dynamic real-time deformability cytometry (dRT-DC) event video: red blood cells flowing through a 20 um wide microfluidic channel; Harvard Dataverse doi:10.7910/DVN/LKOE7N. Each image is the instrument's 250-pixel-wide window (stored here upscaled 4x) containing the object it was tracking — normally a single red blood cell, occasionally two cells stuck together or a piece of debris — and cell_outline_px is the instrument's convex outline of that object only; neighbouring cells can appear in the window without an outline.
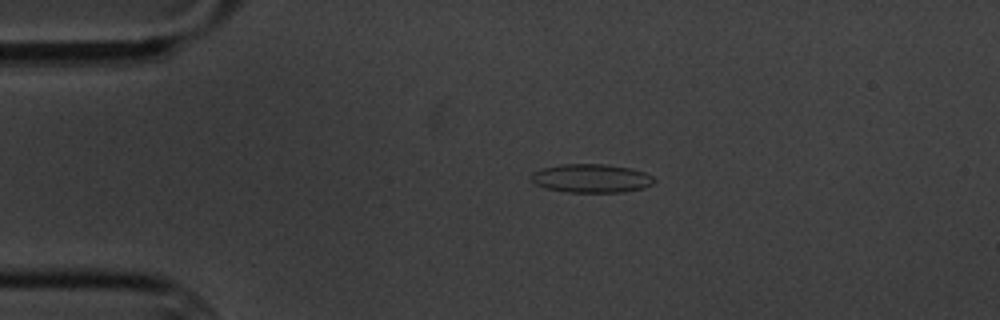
{"species": "common noctule bat (a hibernating species)", "species_latin": "Nyctalus noctula", "temperature_condition": "cold", "stored_images_in_passage": 5, "camera_frame_rate_fps": 3000, "um_per_image_px": 0.085, "animal": {"sex": "male", "body_mass_g": 20.1, "forearm_length_mm": 53.5}, "frame": {"image": 1, "passage_image": 2, "time_ms": 1.333, "image_size_px": [1000, 320], "cell_outline_px": [[656, 180], [652, 184], [644, 188], [624, 192], [564, 192], [544, 188], [536, 184], [532, 180], [532, 172], [544, 168], [560, 164], [604, 164], [632, 168], [644, 172], [652, 176]], "centroid_in_image_um": [50.28, 15.16], "position_along_channel_um": 34.7, "area_um2": 20.58}}
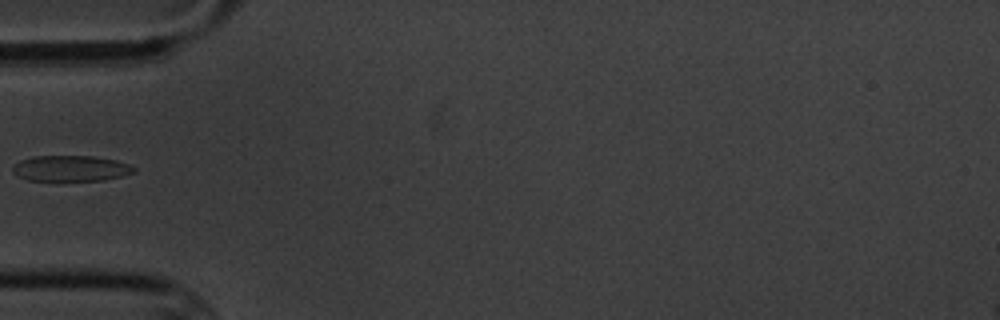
{"frame": {"image": 2, "passage_image": 4, "time_ms": 3.667, "image_size_px": [1000, 320], "cell_outline_px": [[136, 172], [124, 176], [104, 180], [28, 180], [16, 176], [12, 172], [12, 168], [20, 160], [32, 156], [92, 156], [116, 160], [128, 164], [136, 168]], "centroid_in_image_um": [6.02, 14.31], "position_along_channel_um": 79.0, "area_um2": 18.26}}
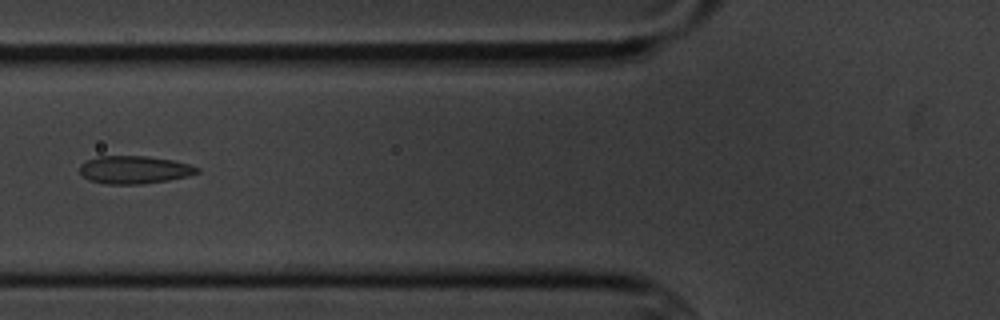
{"frame": {"image": 3, "passage_image": 5, "time_ms": 4.667, "image_size_px": [1000, 320], "cell_outline_px": [[200, 172], [188, 176], [168, 180], [140, 184], [108, 184], [88, 180], [80, 172], [80, 164], [88, 160], [100, 156], [144, 156], [172, 160], [188, 164], [200, 168]], "centroid_in_image_um": [11.42, 14.43], "position_along_channel_um": 114.4, "area_um2": 18.9}}